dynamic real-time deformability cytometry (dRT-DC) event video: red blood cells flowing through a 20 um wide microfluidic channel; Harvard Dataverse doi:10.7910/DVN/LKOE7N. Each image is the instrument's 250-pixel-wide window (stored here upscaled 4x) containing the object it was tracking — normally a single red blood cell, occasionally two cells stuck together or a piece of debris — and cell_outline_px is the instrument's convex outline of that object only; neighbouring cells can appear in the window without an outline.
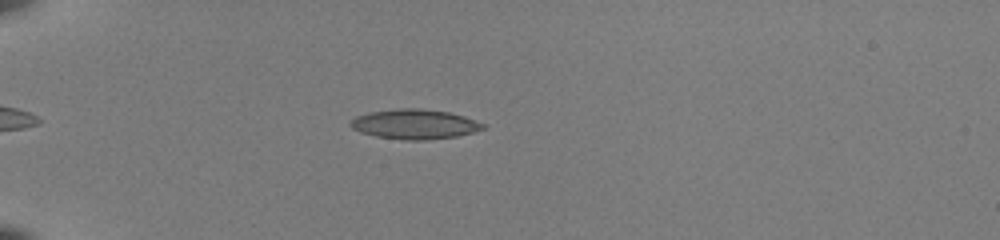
{"species": "common noctule bat (a hibernating species)", "species_latin": "Nyctalus noctula", "temperature_condition": "room temperature", "stored_images_in_passage": 46, "camera_frame_rate_fps": 3000, "um_per_image_px": 0.085, "animal": {"sex": "female", "body_mass_g": 22.0, "forearm_length_mm": 56.7}, "frame": {"image": 1, "passage_image": 10, "time_ms": 3.0, "image_size_px": [1000, 240], "cell_outline_px": [[484, 128], [472, 132], [456, 136], [424, 140], [408, 140], [376, 136], [360, 132], [352, 128], [348, 124], [356, 116], [368, 112], [400, 108], [420, 108], [448, 112], [464, 116], [484, 124]], "centroid_in_image_um": [35.2, 10.54], "position_along_channel_um": 49.8, "area_um2": 22.77}}
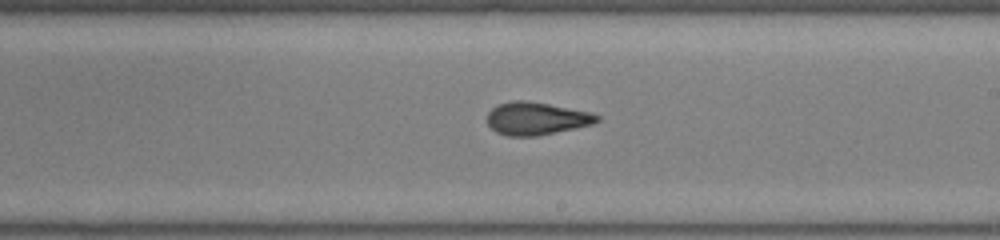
{"frame": {"image": 2, "passage_image": 27, "time_ms": 8.667, "image_size_px": [1000, 240], "cell_outline_px": [[600, 120], [592, 124], [576, 128], [536, 136], [508, 136], [496, 132], [488, 124], [488, 112], [496, 104], [512, 100], [528, 100], [592, 112], [600, 116]], "centroid_in_image_um": [45.59, 10.06], "position_along_channel_um": 243.4, "area_um2": 21.1}}
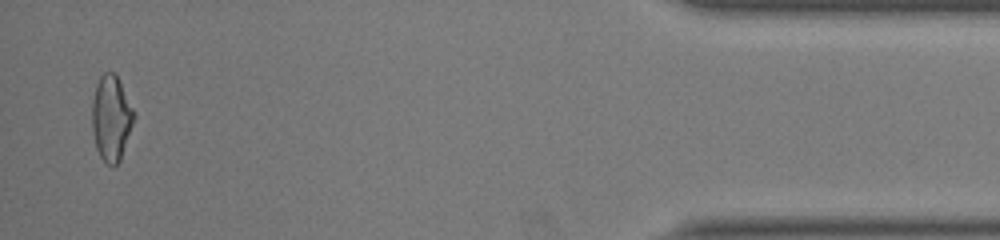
{"frame": {"image": 3, "passage_image": 45, "time_ms": 14.667, "image_size_px": [1000, 240], "cell_outline_px": [[136, 116], [120, 160], [116, 164], [108, 164], [100, 156], [96, 148], [92, 132], [92, 100], [96, 84], [100, 76], [104, 72], [112, 72], [120, 80]], "centroid_in_image_um": [9.45, 10.01], "position_along_channel_um": 425.8, "area_um2": 20.81}, "authors_computed_cell_mechanics": {"area_um2": 21.2993, "velocity_mm_per_s": 4.0179, "shape_relaxation_time_tau1_ms": 4.2023, "shape_relaxation_time_tau2_ms": 1.2511, "deformation_change_tau1": 0.1562, "deformation_change_tau2": 0.0801}}